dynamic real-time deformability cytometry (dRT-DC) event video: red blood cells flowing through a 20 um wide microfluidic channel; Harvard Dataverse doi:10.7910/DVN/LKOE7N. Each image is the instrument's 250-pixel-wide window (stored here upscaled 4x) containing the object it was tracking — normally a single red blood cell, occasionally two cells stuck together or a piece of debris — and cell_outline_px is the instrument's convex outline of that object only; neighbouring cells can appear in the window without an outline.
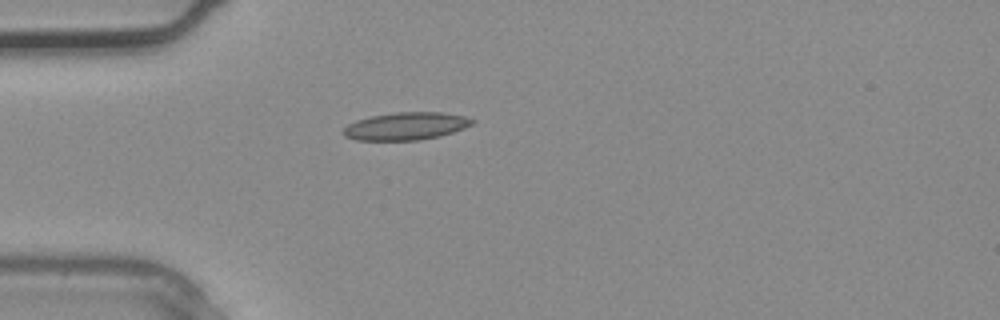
{"species": "common noctule bat (a hibernating species)", "species_latin": "Nyctalus noctula", "temperature_condition": "warm", "stored_images_in_passage": 1, "camera_frame_rate_fps": 3000, "um_per_image_px": 0.085, "animal": {"sex": "male", "body_mass_g": 20.4}, "frame": {"image": 1, "passage_image": 1, "time_ms": 0.0, "image_size_px": [1000, 320], "cell_outline_px": [[476, 120], [472, 124], [464, 128], [440, 136], [420, 140], [356, 140], [344, 136], [340, 132], [348, 124], [356, 120], [372, 116], [396, 112], [444, 112], [464, 116]], "centroid_in_image_um": [34.49, 10.72], "position_along_channel_um": 50.5, "area_um2": 20.81}}